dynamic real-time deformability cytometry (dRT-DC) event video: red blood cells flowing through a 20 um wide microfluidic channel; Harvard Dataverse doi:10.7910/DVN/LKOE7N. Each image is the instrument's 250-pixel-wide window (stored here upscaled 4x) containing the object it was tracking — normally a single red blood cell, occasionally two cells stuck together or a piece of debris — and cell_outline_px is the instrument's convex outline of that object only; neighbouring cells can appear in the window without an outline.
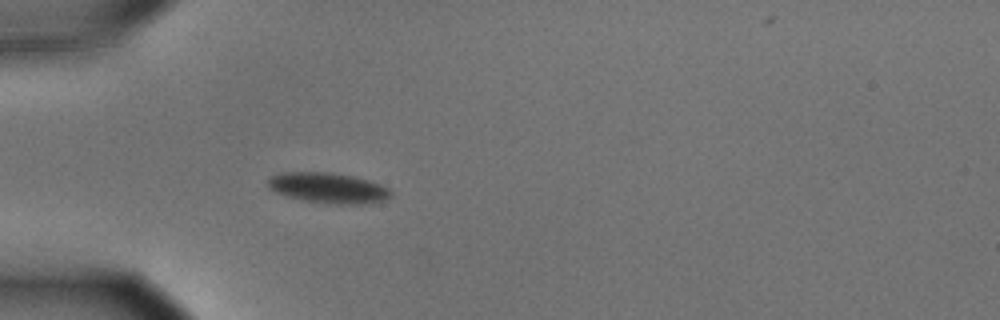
{"species": "common noctule bat (a hibernating species)", "species_latin": "Nyctalus noctula", "temperature_condition": "cold", "stored_images_in_passage": 8, "camera_frame_rate_fps": 3000, "um_per_image_px": 0.085, "animal": {"sex": "male", "body_mass_g": 15.6}, "frame": {"image": 1, "passage_image": 1, "time_ms": 0.0, "image_size_px": [1000, 320], "cell_outline_px": [[392, 196], [384, 200], [368, 204], [336, 204], [300, 200], [276, 192], [268, 188], [268, 176], [280, 172], [332, 172], [352, 176], [368, 180], [380, 184], [388, 188], [392, 192]], "centroid_in_image_um": [27.88, 15.97], "position_along_channel_um": 57.1, "area_um2": 22.02}}
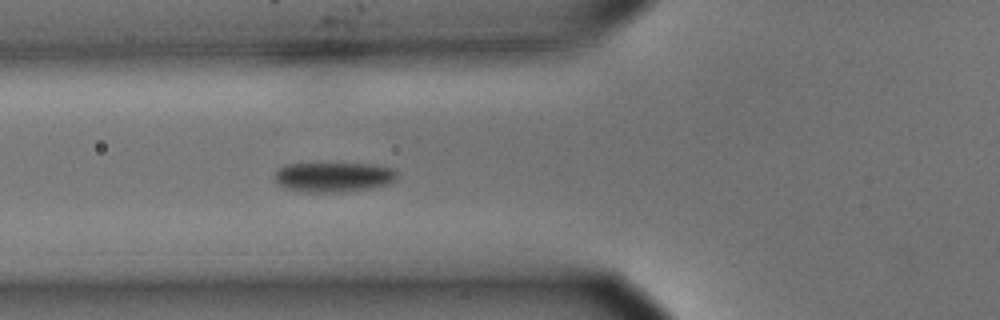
{"frame": {"image": 2, "passage_image": 5, "time_ms": 1.333, "image_size_px": [1000, 320], "cell_outline_px": [[396, 180], [388, 184], [368, 188], [340, 192], [304, 192], [284, 188], [276, 180], [276, 172], [284, 164], [368, 164], [392, 168], [396, 172]], "centroid_in_image_um": [28.34, 15.05], "position_along_channel_um": 97.5, "area_um2": 20.92}}
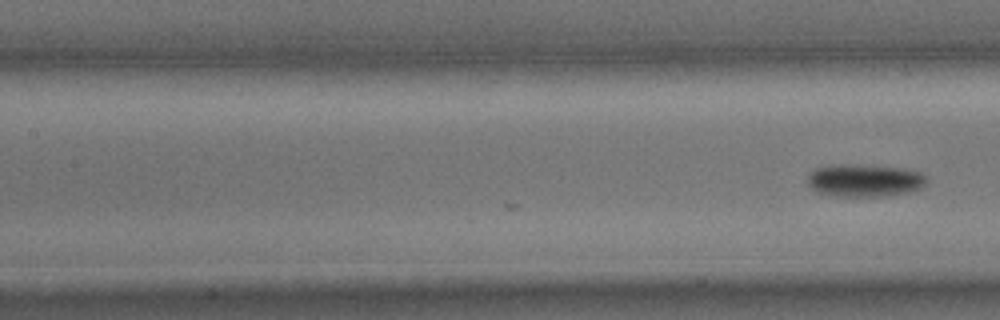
{"frame": {"image": 3, "passage_image": 8, "time_ms": 2.333, "image_size_px": [1000, 320], "cell_outline_px": [[928, 180], [920, 188], [908, 192], [888, 196], [836, 196], [816, 192], [808, 184], [808, 176], [816, 168], [832, 164], [848, 164], [904, 168], [920, 172], [928, 176]], "centroid_in_image_um": [73.5, 15.33], "position_along_channel_um": 133.9, "area_um2": 22.72}}